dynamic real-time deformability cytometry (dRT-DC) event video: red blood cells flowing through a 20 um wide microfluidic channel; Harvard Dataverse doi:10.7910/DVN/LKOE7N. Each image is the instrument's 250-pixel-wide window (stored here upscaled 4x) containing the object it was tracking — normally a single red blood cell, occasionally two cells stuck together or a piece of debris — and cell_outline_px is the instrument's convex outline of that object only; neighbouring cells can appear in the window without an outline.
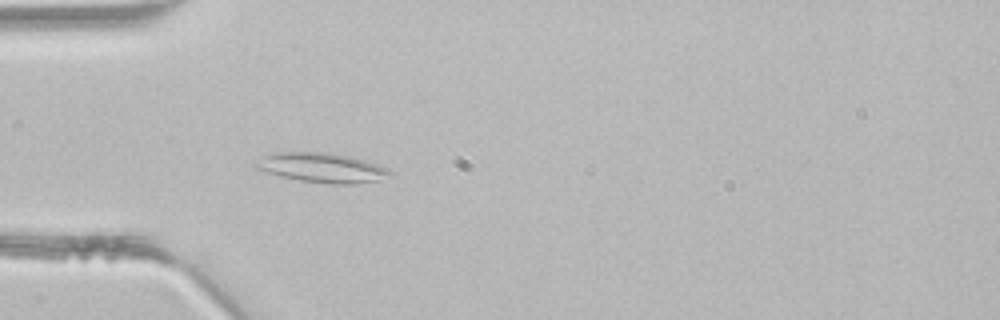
{"species": "common noctule bat (a hibernating species)", "species_latin": "Nyctalus noctula", "temperature_condition": "room temperature", "stored_images_in_passage": 4, "camera_frame_rate_fps": 3000, "um_per_image_px": 0.085, "animal": {"sex": "male", "body_mass_g": 21.5, "forearm_length_mm": 52.0}, "frame": {"image": 1, "passage_image": 4, "time_ms": 1.0, "image_size_px": [1000, 320], "cell_outline_px": [[392, 176], [380, 180], [356, 184], [328, 184], [300, 180], [280, 176], [256, 168], [252, 164], [264, 156], [276, 152], [328, 152], [352, 156], [388, 168], [392, 172]], "centroid_in_image_um": [27.41, 14.26], "position_along_channel_um": 57.6, "area_um2": 23.29}}